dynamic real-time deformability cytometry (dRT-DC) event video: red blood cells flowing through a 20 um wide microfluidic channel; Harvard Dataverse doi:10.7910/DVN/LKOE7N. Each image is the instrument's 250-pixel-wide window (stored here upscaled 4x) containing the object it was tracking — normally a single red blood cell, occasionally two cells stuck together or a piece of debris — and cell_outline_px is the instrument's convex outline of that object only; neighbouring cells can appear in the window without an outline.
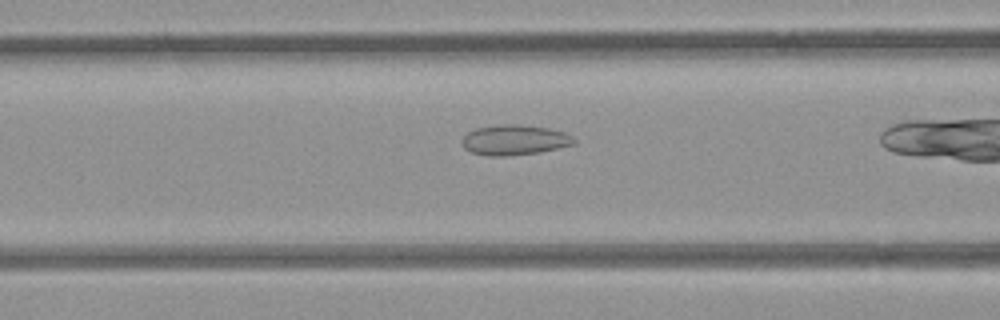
{"species": "common noctule bat (a hibernating species)", "species_latin": "Nyctalus noctula", "temperature_condition": "room temperature", "stored_images_in_passage": 31, "camera_frame_rate_fps": 3000, "um_per_image_px": 0.085, "animal": {"sex": "female", "body_mass_g": 21.9}, "frame": {"image": 1, "passage_image": 10, "time_ms": 3.0, "image_size_px": [1000, 320], "cell_outline_px": [[576, 144], [540, 152], [508, 156], [488, 156], [472, 152], [464, 148], [460, 144], [460, 140], [468, 132], [476, 128], [500, 124], [520, 124], [548, 128], [564, 132], [572, 136], [576, 140]], "centroid_in_image_um": [43.72, 11.9], "position_along_channel_um": 122.9, "area_um2": 19.94}}
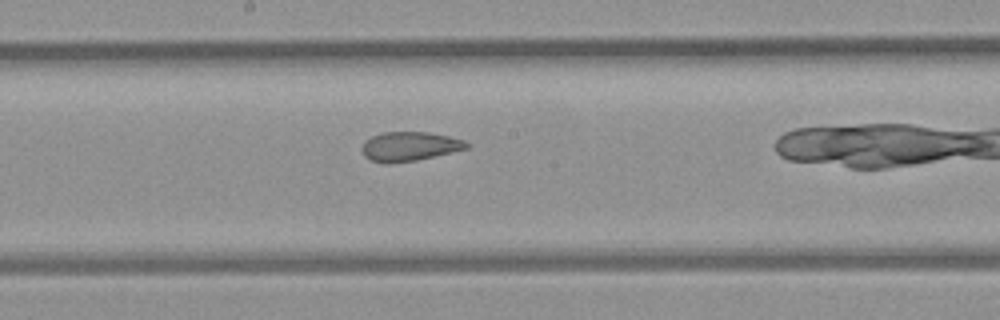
{"frame": {"image": 2, "passage_image": 17, "time_ms": 5.333, "image_size_px": [1000, 320], "cell_outline_px": [[468, 148], [416, 160], [388, 164], [384, 164], [368, 160], [364, 156], [360, 148], [372, 136], [384, 132], [428, 132], [448, 136], [464, 140], [468, 144]], "centroid_in_image_um": [34.76, 12.45], "position_along_channel_um": 213.4, "area_um2": 17.74}}
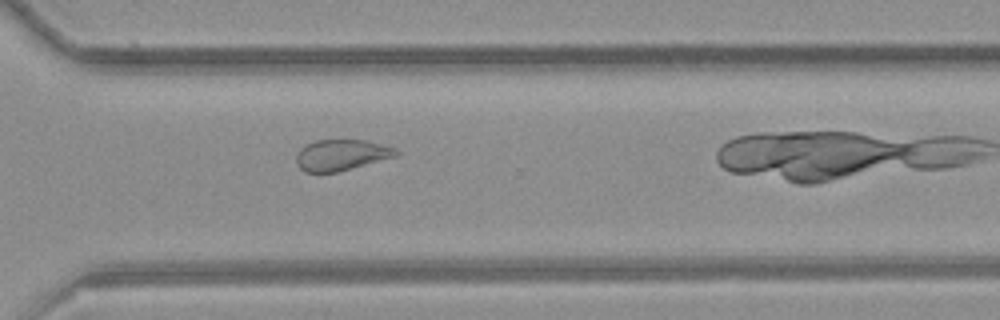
{"frame": {"image": 3, "passage_image": 27, "time_ms": 8.667, "image_size_px": [1000, 320], "cell_outline_px": [[400, 152], [396, 156], [352, 168], [336, 172], [304, 172], [296, 164], [296, 152], [300, 148], [316, 140], [364, 140], [396, 148]], "centroid_in_image_um": [28.98, 13.17], "position_along_channel_um": 341.6, "area_um2": 17.92}}